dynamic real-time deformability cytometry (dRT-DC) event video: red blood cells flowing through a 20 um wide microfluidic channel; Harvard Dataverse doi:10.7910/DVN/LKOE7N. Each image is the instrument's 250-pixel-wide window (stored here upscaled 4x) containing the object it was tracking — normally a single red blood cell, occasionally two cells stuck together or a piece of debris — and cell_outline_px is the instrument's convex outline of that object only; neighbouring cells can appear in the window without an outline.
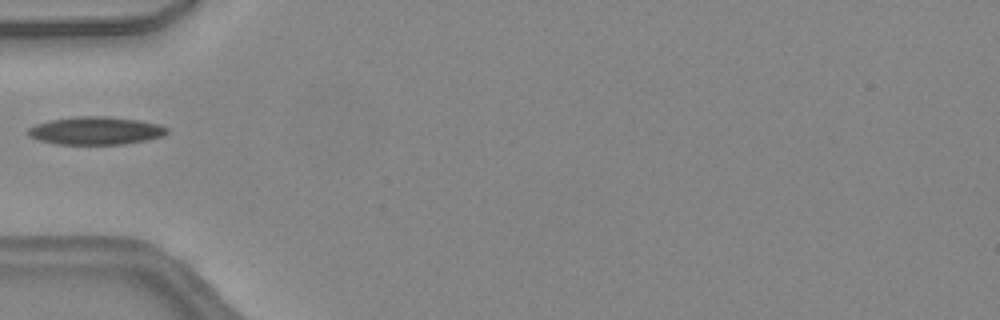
{"species": "common noctule bat (a hibernating species)", "species_latin": "Nyctalus noctula", "temperature_condition": "warm", "stored_images_in_passage": 11, "camera_frame_rate_fps": 3000, "um_per_image_px": 0.085, "animal": {"sex": "female", "body_mass_g": 24.6, "forearm_length_mm": 56.2}, "frame": {"image": 1, "passage_image": 1, "time_ms": 0.0, "image_size_px": [1000, 320], "cell_outline_px": [[168, 132], [164, 136], [148, 140], [124, 144], [56, 144], [40, 140], [28, 136], [28, 128], [36, 124], [52, 120], [76, 116], [108, 116], [140, 120], [160, 124], [168, 128]], "centroid_in_image_um": [8.19, 11.1], "position_along_channel_um": 76.8, "area_um2": 22.72}}